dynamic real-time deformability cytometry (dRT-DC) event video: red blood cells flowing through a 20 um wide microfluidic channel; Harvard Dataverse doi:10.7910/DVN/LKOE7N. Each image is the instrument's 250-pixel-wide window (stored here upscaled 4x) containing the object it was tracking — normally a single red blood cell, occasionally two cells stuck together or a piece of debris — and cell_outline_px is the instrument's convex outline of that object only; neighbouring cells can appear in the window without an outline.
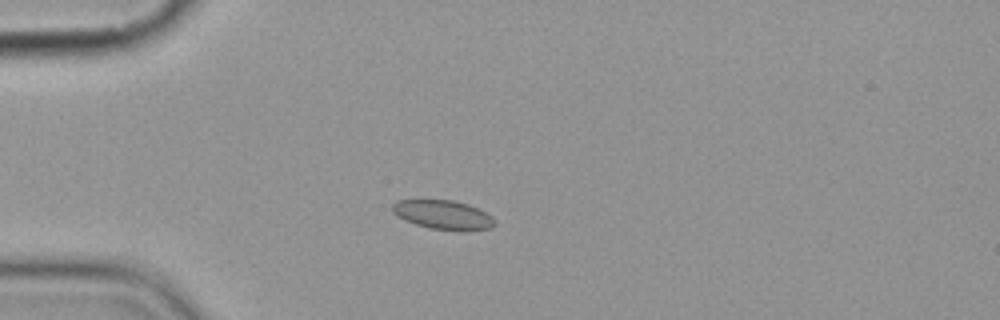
{"species": "common noctule bat (a hibernating species)", "species_latin": "Nyctalus noctula", "temperature_condition": "cold", "stored_images_in_passage": 5, "camera_frame_rate_fps": 3000, "um_per_image_px": 0.085, "animal": {"sex": "female", "body_mass_g": 19.9}, "frame": {"image": 1, "passage_image": 3, "time_ms": 2.333, "image_size_px": [1000, 320], "cell_outline_px": [[496, 224], [492, 228], [468, 232], [456, 232], [428, 228], [404, 220], [396, 216], [392, 212], [392, 204], [396, 200], [452, 200], [468, 204], [492, 216], [496, 220]], "centroid_in_image_um": [37.69, 18.29], "position_along_channel_um": 47.3, "area_um2": 17.86}}
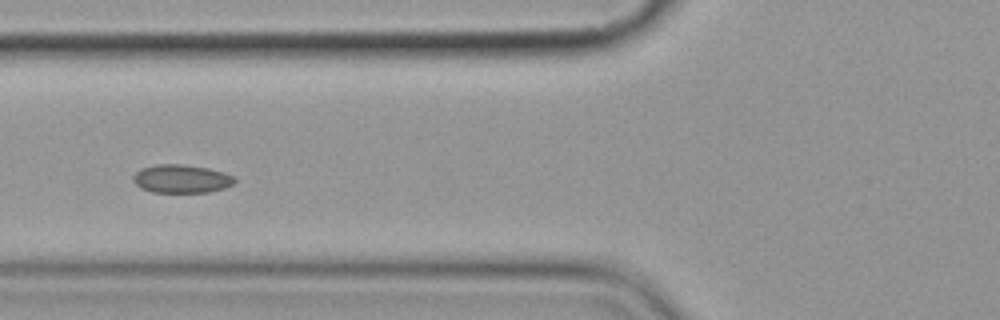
{"frame": {"image": 2, "passage_image": 5, "time_ms": 4.667, "image_size_px": [1000, 320], "cell_outline_px": [[236, 180], [232, 184], [224, 188], [208, 192], [152, 192], [140, 188], [132, 180], [132, 176], [140, 168], [156, 164], [180, 164], [208, 168], [224, 172], [236, 176]], "centroid_in_image_um": [15.41, 15.19], "position_along_channel_um": 110.4, "area_um2": 16.88}}